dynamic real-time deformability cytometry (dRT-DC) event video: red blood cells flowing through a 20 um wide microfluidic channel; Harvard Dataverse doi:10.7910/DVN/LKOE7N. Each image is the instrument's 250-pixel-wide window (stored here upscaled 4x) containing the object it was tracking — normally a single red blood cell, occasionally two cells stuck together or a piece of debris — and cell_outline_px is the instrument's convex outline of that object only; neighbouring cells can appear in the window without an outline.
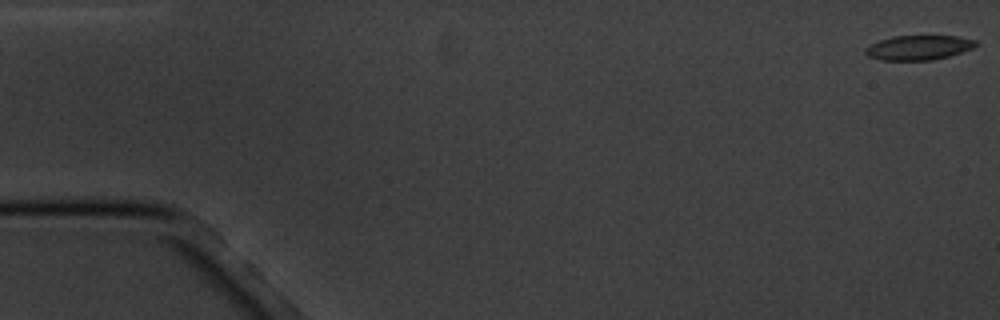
{"species": "common noctule bat (a hibernating species)", "species_latin": "Nyctalus noctula", "temperature_condition": "cold", "stored_images_in_passage": 6, "camera_frame_rate_fps": 3000, "um_per_image_px": 0.085, "animal": {"sex": "male", "body_mass_g": 20.1, "forearm_length_mm": 53.5}, "frame": {"image": 1, "passage_image": 1, "time_ms": 0.0, "image_size_px": [1000, 320], "cell_outline_px": [[980, 44], [972, 48], [948, 56], [932, 60], [880, 60], [868, 56], [864, 52], [864, 48], [868, 44], [892, 36], [956, 36], [976, 40]], "centroid_in_image_um": [78.04, 4.04], "position_along_channel_um": 7.0, "area_um2": 15.9}}
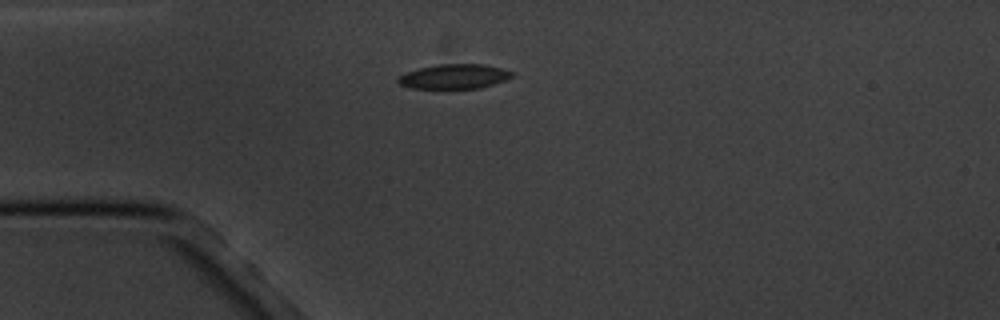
{"frame": {"image": 2, "passage_image": 5, "time_ms": 4.667, "image_size_px": [1000, 320], "cell_outline_px": [[512, 76], [504, 80], [480, 88], [412, 88], [400, 84], [396, 80], [396, 76], [404, 72], [420, 68], [440, 64], [484, 64], [500, 68], [512, 72]], "centroid_in_image_um": [38.54, 6.49], "position_along_channel_um": 46.5, "area_um2": 16.18}}
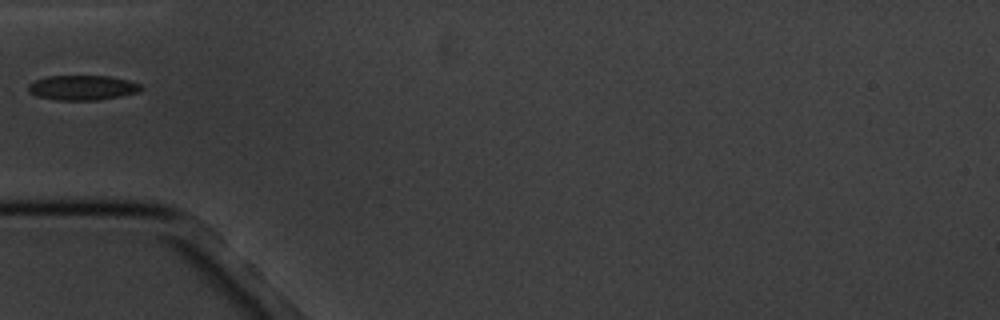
{"frame": {"image": 3, "passage_image": 6, "time_ms": 6.0, "image_size_px": [1000, 320], "cell_outline_px": [[144, 88], [140, 92], [120, 96], [96, 100], [56, 100], [36, 96], [28, 92], [28, 84], [36, 80], [48, 76], [108, 76], [128, 80], [140, 84]], "centroid_in_image_um": [7.01, 7.45], "position_along_channel_um": 78.0, "area_um2": 16.36}}